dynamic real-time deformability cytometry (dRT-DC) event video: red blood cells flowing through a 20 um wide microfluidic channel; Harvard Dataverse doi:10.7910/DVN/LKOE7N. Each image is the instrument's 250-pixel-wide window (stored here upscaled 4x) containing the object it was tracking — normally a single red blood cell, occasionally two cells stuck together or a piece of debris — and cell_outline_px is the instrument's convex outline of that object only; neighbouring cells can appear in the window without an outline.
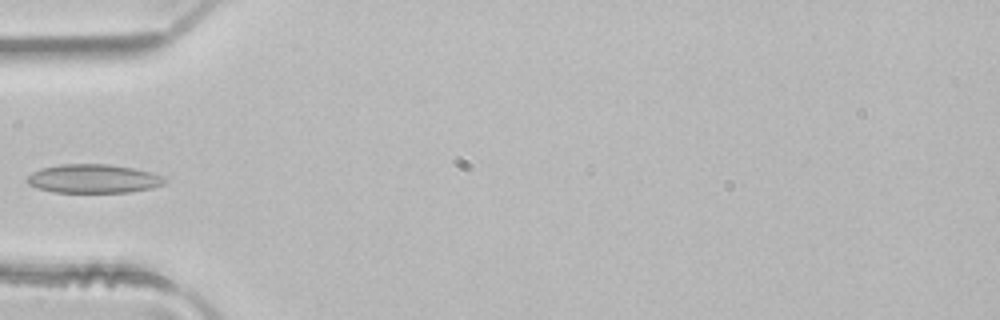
{"species": "common noctule bat (a hibernating species)", "species_latin": "Nyctalus noctula", "temperature_condition": "room temperature", "stored_images_in_passage": 3, "camera_frame_rate_fps": 3000, "um_per_image_px": 0.085, "animal": {"sex": "male", "body_mass_g": 21.5, "forearm_length_mm": 52.0}, "frame": {"image": 1, "passage_image": 3, "time_ms": 0.667, "image_size_px": [1000, 320], "cell_outline_px": [[168, 180], [164, 184], [152, 188], [128, 192], [52, 192], [36, 188], [28, 184], [28, 176], [32, 172], [40, 168], [60, 164], [108, 164], [132, 168], [164, 176]], "centroid_in_image_um": [7.93, 15.19], "position_along_channel_um": 77.1, "area_um2": 23.06}}